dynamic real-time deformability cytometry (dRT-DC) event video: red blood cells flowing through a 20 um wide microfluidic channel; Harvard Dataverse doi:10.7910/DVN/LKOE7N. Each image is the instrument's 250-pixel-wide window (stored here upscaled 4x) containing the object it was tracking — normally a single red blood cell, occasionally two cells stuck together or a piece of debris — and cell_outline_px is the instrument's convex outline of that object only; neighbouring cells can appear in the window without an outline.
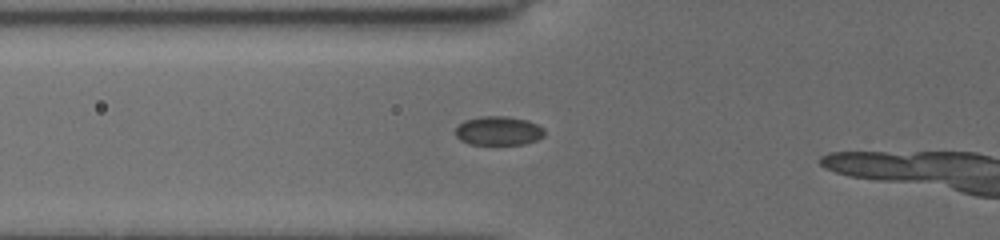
{"species": "common noctule bat (a hibernating species)", "species_latin": "Nyctalus noctula", "temperature_condition": "cold", "stored_images_in_passage": 14, "camera_frame_rate_fps": 3000, "um_per_image_px": 0.085, "animal": {"sex": "female", "body_mass_g": 19.5, "forearm_length_mm": 54.1}, "frame": {"image": 1, "passage_image": 2, "time_ms": 0.333, "image_size_px": [1000, 240], "cell_outline_px": [[544, 136], [536, 140], [524, 144], [468, 144], [460, 140], [456, 136], [456, 128], [464, 120], [480, 116], [504, 116], [528, 120], [544, 128]], "centroid_in_image_um": [42.37, 11.11], "position_along_channel_um": 83.4, "area_um2": 15.03}}
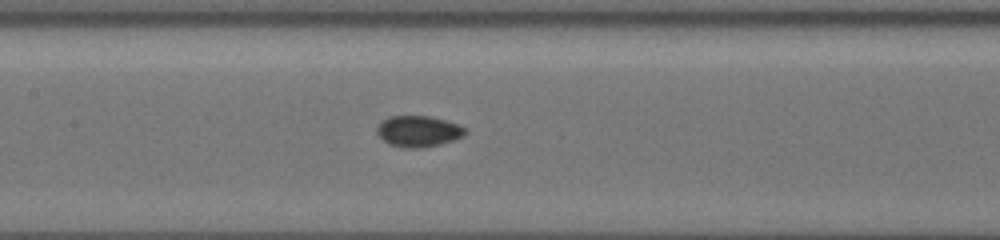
{"frame": {"image": 2, "passage_image": 9, "time_ms": 2.667, "image_size_px": [1000, 240], "cell_outline_px": [[464, 136], [440, 144], [424, 148], [404, 148], [388, 144], [376, 132], [380, 124], [384, 120], [392, 116], [428, 116], [444, 120], [456, 124], [464, 128]], "centroid_in_image_um": [35.54, 11.18], "position_along_channel_um": 171.9, "area_um2": 15.66}}
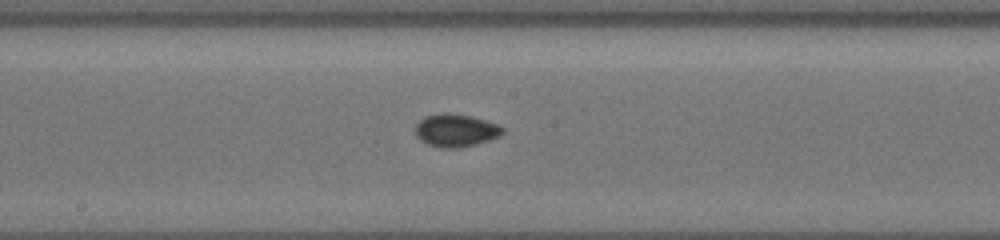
{"frame": {"image": 3, "passage_image": 12, "time_ms": 3.667, "image_size_px": [1000, 240], "cell_outline_px": [[504, 132], [500, 136], [476, 144], [460, 148], [440, 148], [428, 144], [420, 140], [416, 136], [416, 124], [424, 116], [468, 116], [484, 120], [496, 124], [504, 128]], "centroid_in_image_um": [38.75, 11.15], "position_along_channel_um": 209.4, "area_um2": 15.95}}